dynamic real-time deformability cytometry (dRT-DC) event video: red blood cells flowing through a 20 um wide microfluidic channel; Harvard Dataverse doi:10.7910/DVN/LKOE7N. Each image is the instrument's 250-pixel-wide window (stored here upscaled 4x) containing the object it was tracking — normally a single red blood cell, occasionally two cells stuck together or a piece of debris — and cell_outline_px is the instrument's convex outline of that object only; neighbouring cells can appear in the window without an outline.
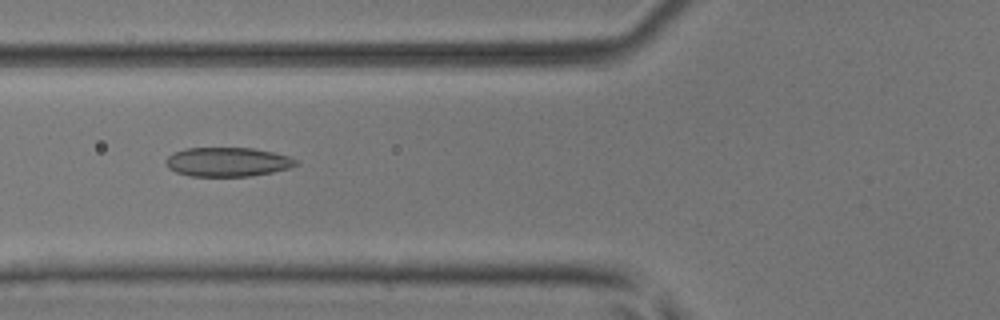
{"species": "common noctule bat (a hibernating species)", "species_latin": "Nyctalus noctula", "temperature_condition": "room temperature", "stored_images_in_passage": 6, "camera_frame_rate_fps": 3000, "um_per_image_px": 0.085, "animal": {"sex": "male", "body_mass_g": 17.9, "forearm_length_mm": 54.2}, "frame": {"image": 1, "passage_image": 6, "time_ms": 1.667, "image_size_px": [1000, 320], "cell_outline_px": [[300, 164], [288, 168], [272, 172], [248, 176], [188, 176], [176, 172], [168, 168], [164, 160], [168, 156], [176, 152], [188, 148], [252, 148], [272, 152], [288, 156], [296, 160]], "centroid_in_image_um": [19.32, 13.77], "position_along_channel_um": 106.5, "area_um2": 21.96}}